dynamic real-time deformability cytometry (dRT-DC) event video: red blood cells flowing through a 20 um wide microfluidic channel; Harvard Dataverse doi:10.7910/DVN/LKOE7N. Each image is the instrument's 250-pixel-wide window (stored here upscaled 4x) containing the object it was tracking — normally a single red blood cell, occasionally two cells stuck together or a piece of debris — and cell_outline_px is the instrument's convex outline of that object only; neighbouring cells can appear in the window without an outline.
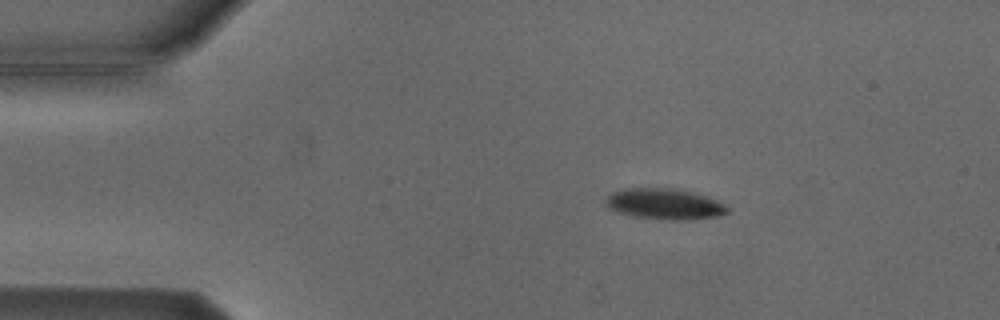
{"species": "Egyptian fruit bat (a non-hibernating species)", "species_latin": "Rousettus aegyptiacus", "temperature_condition": "cold", "stored_images_in_passage": 5, "camera_frame_rate_fps": 3000, "um_per_image_px": 0.085, "animal": {"sex": "male"}, "frame": {"image": 1, "passage_image": 2, "time_ms": 1.0, "image_size_px": [1000, 320], "cell_outline_px": [[728, 212], [716, 216], [680, 220], [672, 220], [636, 216], [620, 212], [608, 208], [604, 204], [604, 200], [612, 192], [624, 188], [668, 188], [696, 192], [708, 196], [724, 204], [728, 208]], "centroid_in_image_um": [56.47, 17.32], "position_along_channel_um": 28.5, "area_um2": 21.68}}